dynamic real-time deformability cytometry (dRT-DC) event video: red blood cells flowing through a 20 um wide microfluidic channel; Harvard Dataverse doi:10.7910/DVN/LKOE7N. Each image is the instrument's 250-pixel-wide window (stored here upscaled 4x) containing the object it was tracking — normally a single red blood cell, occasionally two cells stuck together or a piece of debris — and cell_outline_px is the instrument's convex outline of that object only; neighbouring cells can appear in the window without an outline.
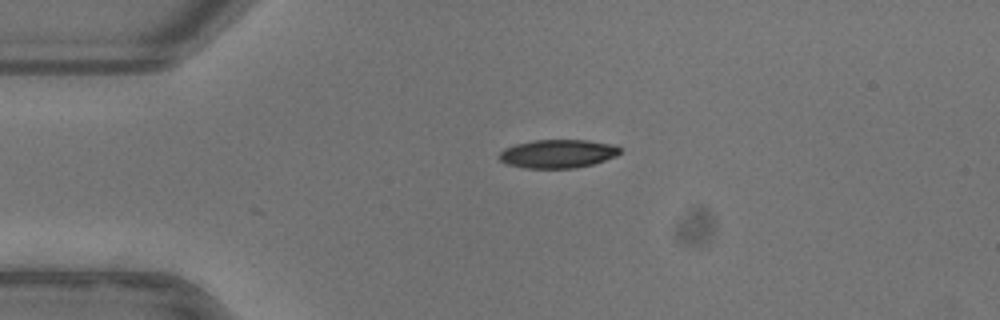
{"species": "common noctule bat (a hibernating species)", "species_latin": "Nyctalus noctula", "temperature_condition": "warm", "stored_images_in_passage": 8, "camera_frame_rate_fps": 3000, "um_per_image_px": 0.085, "animal": {"sex": "female"}, "frame": {"image": 1, "passage_image": 1, "time_ms": 0.0, "image_size_px": [1000, 320], "cell_outline_px": [[620, 152], [616, 156], [592, 164], [576, 168], [524, 168], [508, 164], [500, 160], [496, 156], [504, 148], [516, 144], [532, 140], [588, 140], [616, 144], [620, 148]], "centroid_in_image_um": [47.4, 13.06], "position_along_channel_um": 37.6, "area_um2": 20.17}}
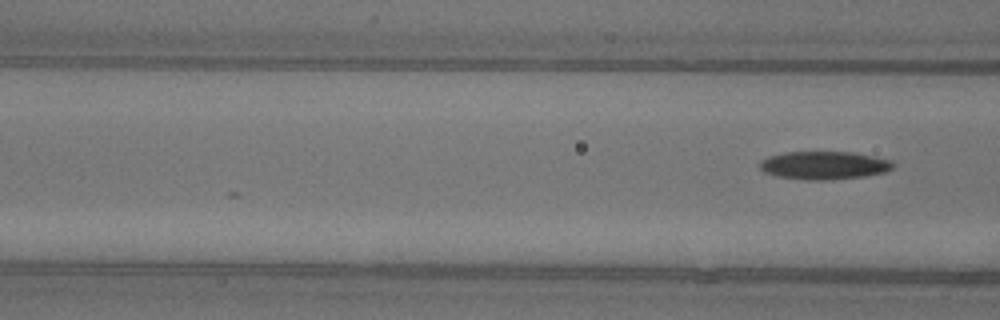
{"frame": {"image": 2, "passage_image": 8, "time_ms": 2.333, "image_size_px": [1000, 320], "cell_outline_px": [[892, 168], [888, 172], [864, 176], [828, 180], [808, 180], [776, 176], [764, 172], [760, 168], [760, 160], [768, 156], [784, 152], [852, 152], [892, 160]], "centroid_in_image_um": [70.03, 14.05], "position_along_channel_um": 96.6, "area_um2": 21.85}}